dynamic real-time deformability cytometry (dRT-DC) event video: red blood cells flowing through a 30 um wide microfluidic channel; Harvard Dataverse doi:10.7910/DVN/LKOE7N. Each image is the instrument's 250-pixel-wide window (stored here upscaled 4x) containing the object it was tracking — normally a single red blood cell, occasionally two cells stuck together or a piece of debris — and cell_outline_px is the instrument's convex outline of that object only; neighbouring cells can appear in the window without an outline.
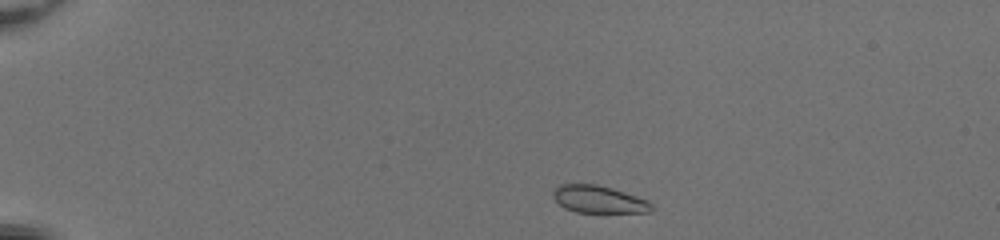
{"species": "common noctule bat (a hibernating species)", "species_latin": "Nyctalus noctula", "temperature_condition": "room temperature", "stored_images_in_passage": 41, "camera_frame_rate_fps": 3000, "um_per_image_px": 0.085, "animal": {"sex": "female", "body_mass_g": 20.0, "forearm_length_mm": 54.0}, "frame": {"image": 1, "passage_image": 1, "time_ms": 0.0, "image_size_px": [1000, 240], "cell_outline_px": [[656, 208], [648, 212], [576, 212], [564, 208], [552, 196], [552, 192], [560, 184], [596, 184], [612, 188], [648, 200]], "centroid_in_image_um": [50.9, 16.94], "position_along_channel_um": 34.1, "area_um2": 15.66}}
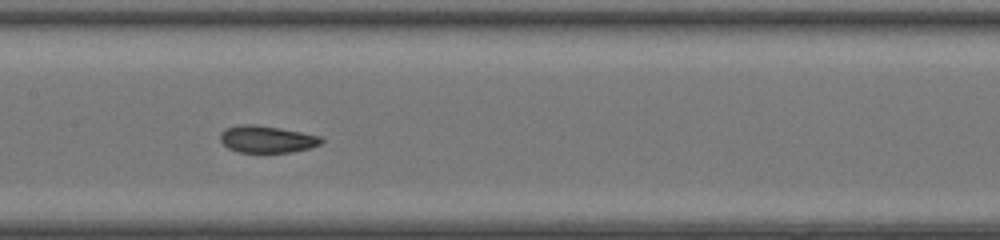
{"frame": {"image": 2, "passage_image": 18, "time_ms": 5.667, "image_size_px": [1000, 240], "cell_outline_px": [[324, 140], [320, 144], [308, 148], [292, 152], [240, 152], [228, 148], [220, 140], [220, 132], [224, 128], [240, 124], [256, 124], [300, 132], [320, 136]], "centroid_in_image_um": [22.64, 11.82], "position_along_channel_um": 184.8, "area_um2": 15.84}}
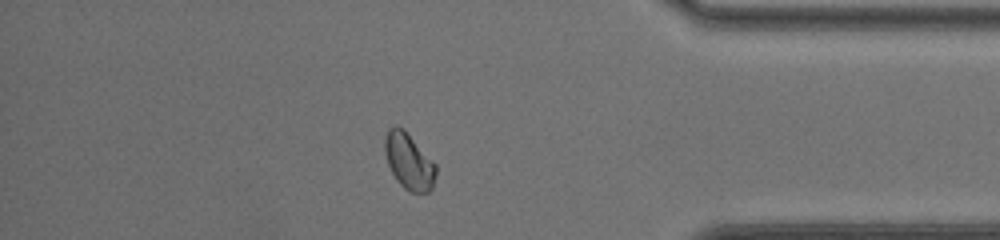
{"frame": {"image": 3, "passage_image": 35, "time_ms": 11.333, "image_size_px": [1000, 240], "cell_outline_px": [[436, 176], [432, 188], [428, 192], [412, 192], [404, 188], [396, 180], [388, 164], [384, 152], [384, 136], [388, 128], [396, 124], [404, 128], [436, 164]], "centroid_in_image_um": [34.74, 13.67], "position_along_channel_um": 400.5, "area_um2": 16.94}, "authors_computed_cell_mechanics": {"area_um2": 16.2418, "velocity_mm_per_s": 4.157, "shape_relaxation_time_tau1_ms": null, "shape_relaxation_time_tau2_ms": 1.2505, "deformation_change_tau1": null, "deformation_change_tau2": 0.0365}}